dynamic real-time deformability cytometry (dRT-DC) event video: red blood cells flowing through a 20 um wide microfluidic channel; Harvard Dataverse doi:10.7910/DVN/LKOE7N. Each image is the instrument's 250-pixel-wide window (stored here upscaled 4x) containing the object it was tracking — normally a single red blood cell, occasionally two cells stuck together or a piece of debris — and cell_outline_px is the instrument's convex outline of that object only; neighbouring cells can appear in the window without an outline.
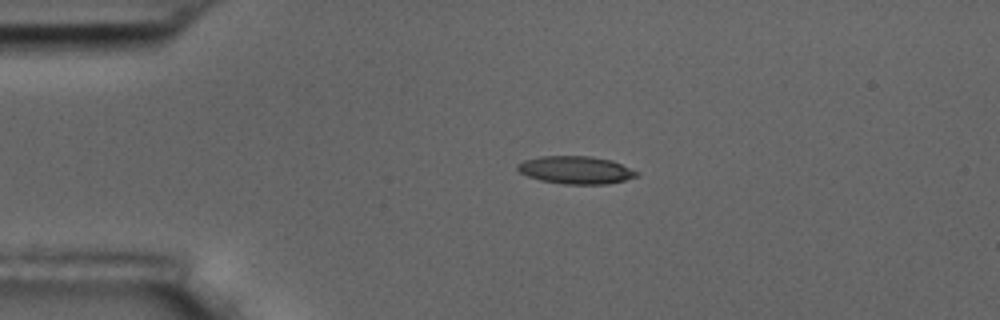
{"species": "common noctule bat (a hibernating species)", "species_latin": "Nyctalus noctula", "temperature_condition": "room temperature", "stored_images_in_passage": 2, "camera_frame_rate_fps": 3000, "um_per_image_px": 0.085, "animal": {"sex": "male", "body_mass_g": 17.5, "forearm_length_mm": 52.3}, "frame": {"image": 1, "passage_image": 1, "time_ms": 0.0, "image_size_px": [1000, 320], "cell_outline_px": [[640, 176], [608, 184], [564, 184], [540, 180], [528, 176], [520, 172], [516, 168], [516, 164], [524, 160], [540, 156], [592, 156], [612, 160], [640, 172]], "centroid_in_image_um": [48.97, 14.44], "position_along_channel_um": 36.0, "area_um2": 19.42}}